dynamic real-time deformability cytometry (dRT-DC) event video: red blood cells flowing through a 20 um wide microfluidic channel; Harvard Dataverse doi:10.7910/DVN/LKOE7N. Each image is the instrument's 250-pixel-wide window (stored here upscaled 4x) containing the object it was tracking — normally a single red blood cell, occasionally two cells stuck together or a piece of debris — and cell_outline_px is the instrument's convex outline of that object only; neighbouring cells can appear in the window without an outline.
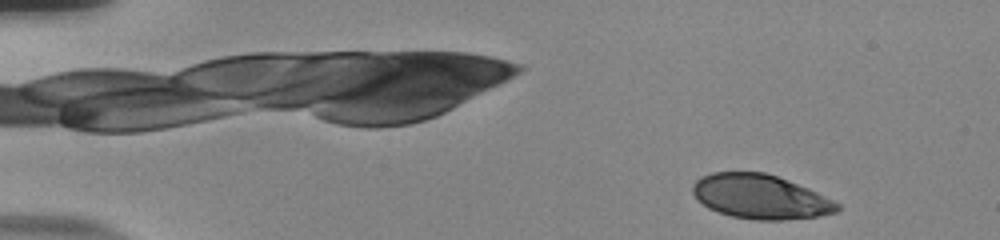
{"species": "human", "species_latin": "Homo sapiens", "temperature_condition": "room temperature", "stored_images_in_passage": 51, "camera_frame_rate_fps": 3000, "um_per_image_px": 0.085, "donor": {"sex": "male"}, "frame": {"image": 1, "passage_image": 2, "time_ms": 0.333, "image_size_px": [1000, 240], "cell_outline_px": [[840, 208], [836, 212], [820, 216], [784, 220], [752, 220], [732, 216], [708, 208], [696, 200], [692, 192], [692, 184], [696, 180], [712, 172], [764, 172], [788, 180], [808, 188], [840, 204]], "centroid_in_image_um": [64.61, 16.73], "position_along_channel_um": 20.4, "area_um2": 37.34}}
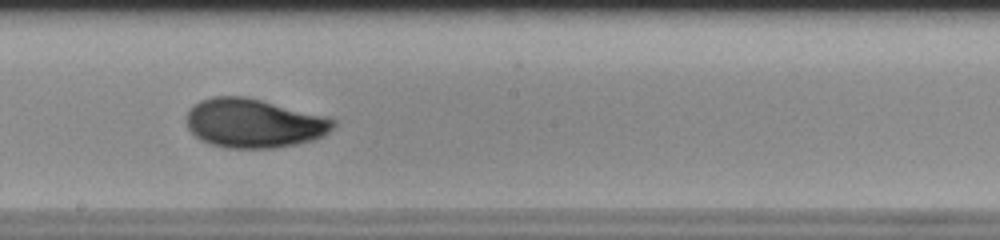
{"frame": {"image": 2, "passage_image": 28, "time_ms": 9.0, "image_size_px": [1000, 240], "cell_outline_px": [[336, 124], [324, 136], [312, 140], [296, 144], [276, 148], [224, 148], [200, 140], [188, 128], [188, 112], [192, 104], [200, 100], [212, 96], [244, 96], [328, 116], [336, 120]], "centroid_in_image_um": [21.59, 10.47], "position_along_channel_um": 226.6, "area_um2": 42.08}}
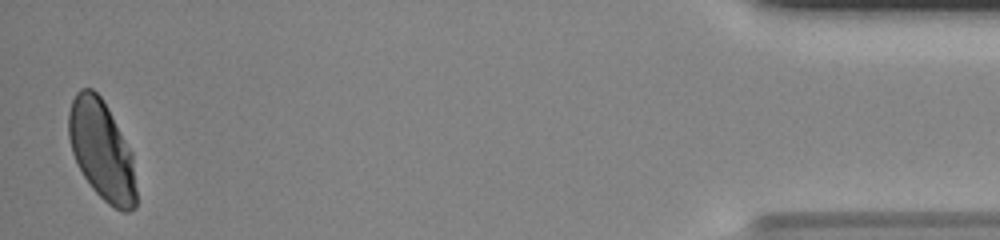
{"frame": {"image": 3, "passage_image": 50, "time_ms": 16.333, "image_size_px": [1000, 240], "cell_outline_px": [[136, 208], [128, 212], [120, 212], [108, 204], [92, 188], [84, 176], [72, 152], [68, 136], [68, 112], [72, 100], [76, 92], [80, 88], [92, 88], [100, 96], [108, 108], [132, 152], [136, 188]], "centroid_in_image_um": [8.65, 12.79], "position_along_channel_um": 426.6, "area_um2": 39.25}, "authors_computed_cell_mechanics": {"area_um2": 40.749, "velocity_mm_per_s": 3.7801, "shape_relaxation_time_tau1_ms": 4.1677, "shape_relaxation_time_tau2_ms": 0.8294, "deformation_change_tau1": 0.1462, "deformation_change_tau2": 0.0394}}